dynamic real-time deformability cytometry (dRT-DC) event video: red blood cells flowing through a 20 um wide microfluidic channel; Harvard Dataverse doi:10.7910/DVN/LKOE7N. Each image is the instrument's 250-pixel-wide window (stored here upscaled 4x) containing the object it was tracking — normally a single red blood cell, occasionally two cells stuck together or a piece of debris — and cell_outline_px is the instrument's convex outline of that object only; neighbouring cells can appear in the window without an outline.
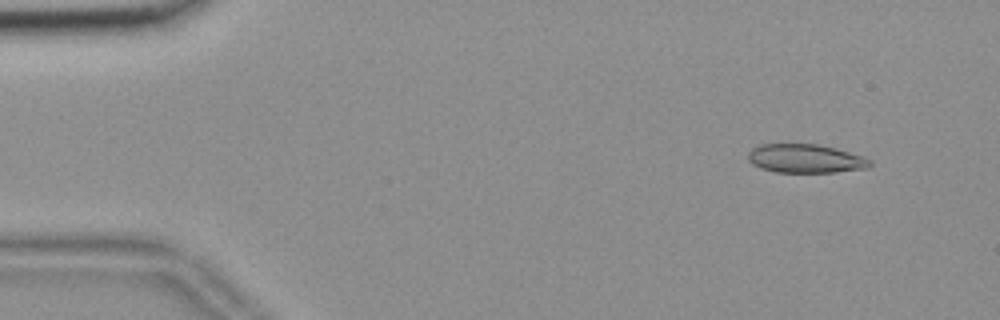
{"species": "common noctule bat (a hibernating species)", "species_latin": "Nyctalus noctula", "temperature_condition": "room temperature", "stored_images_in_passage": 55, "camera_frame_rate_fps": 3000, "um_per_image_px": 0.085, "animal": {"sex": "female", "body_mass_g": 18.4}, "frame": {"image": 1, "passage_image": 5, "time_ms": 1.333, "image_size_px": [1000, 320], "cell_outline_px": [[872, 164], [868, 168], [836, 172], [776, 172], [760, 168], [752, 164], [748, 160], [748, 152], [752, 148], [760, 144], [816, 144], [836, 148], [864, 156], [872, 160]], "centroid_in_image_um": [68.48, 13.48], "position_along_channel_um": 16.5, "area_um2": 20.58}}
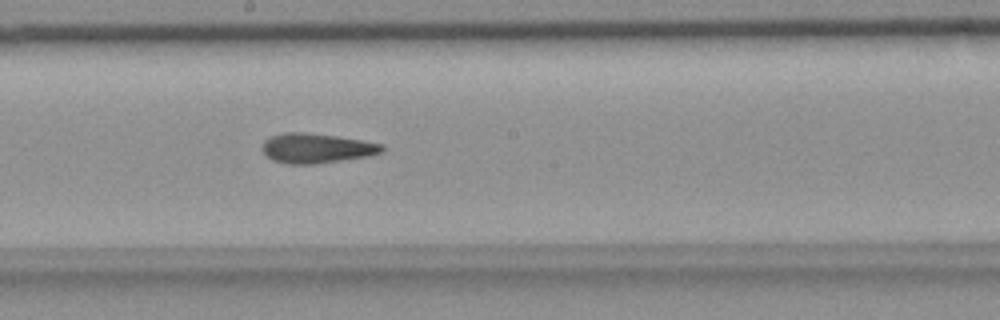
{"frame": {"image": 2, "passage_image": 30, "time_ms": 9.667, "image_size_px": [1000, 320], "cell_outline_px": [[384, 152], [368, 156], [312, 164], [288, 164], [272, 160], [260, 148], [264, 140], [272, 136], [284, 132], [304, 132], [336, 136], [384, 144]], "centroid_in_image_um": [26.89, 12.59], "position_along_channel_um": 221.3, "area_um2": 20.69}}
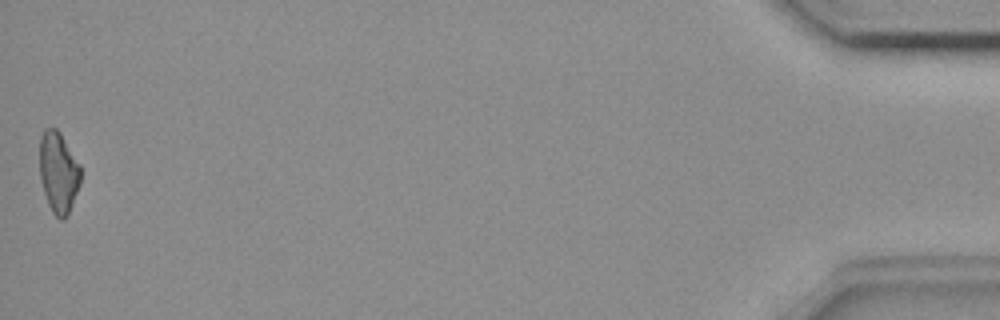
{"frame": {"image": 3, "passage_image": 55, "time_ms": 18.0, "image_size_px": [1000, 320], "cell_outline_px": [[80, 184], [68, 212], [64, 220], [60, 220], [52, 212], [48, 204], [40, 180], [40, 136], [44, 128], [56, 128], [60, 132], [80, 164]], "centroid_in_image_um": [4.96, 14.62], "position_along_channel_um": 430.2, "area_um2": 19.31}, "authors_computed_cell_mechanics": {"area_um2": 20.4034, "velocity_mm_per_s": 3.6691, "shape_relaxation_time_tau1_ms": null, "shape_relaxation_time_tau2_ms": 3.9528, "deformation_change_tau1": null, "deformation_change_tau2": 0.111}}